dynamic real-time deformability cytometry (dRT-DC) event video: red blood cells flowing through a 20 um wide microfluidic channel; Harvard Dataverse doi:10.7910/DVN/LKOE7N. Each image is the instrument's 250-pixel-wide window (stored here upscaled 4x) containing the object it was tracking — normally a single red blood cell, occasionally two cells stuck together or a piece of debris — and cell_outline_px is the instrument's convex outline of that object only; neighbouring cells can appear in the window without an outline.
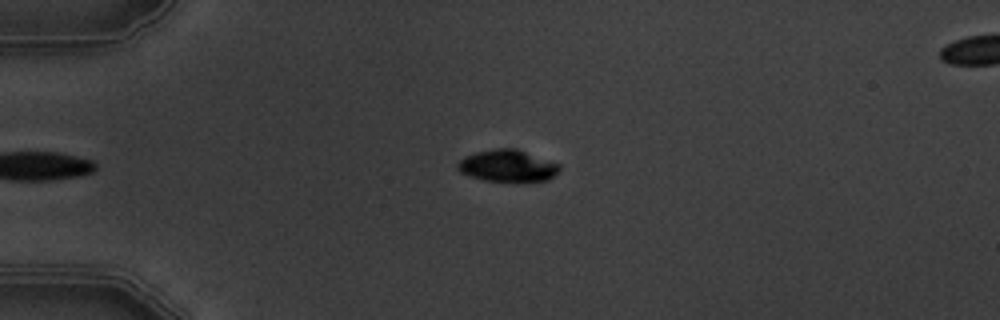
{"species": "common noctule bat (a hibernating species)", "species_latin": "Nyctalus noctula", "temperature_condition": "warm", "stored_images_in_passage": 5, "camera_frame_rate_fps": 3000, "um_per_image_px": 0.085, "animal": {"sex": "male", "body_mass_g": 19.5, "forearm_length_mm": 54.6}, "frame": {"image": 1, "passage_image": 5, "time_ms": 4.667, "image_size_px": [1000, 320], "cell_outline_px": [[560, 168], [548, 180], [524, 184], [484, 180], [468, 176], [460, 172], [456, 168], [456, 164], [464, 156], [476, 152], [496, 148], [516, 148], [560, 164]], "centroid_in_image_um": [43.13, 14.13], "position_along_channel_um": 41.9, "area_um2": 19.54}}